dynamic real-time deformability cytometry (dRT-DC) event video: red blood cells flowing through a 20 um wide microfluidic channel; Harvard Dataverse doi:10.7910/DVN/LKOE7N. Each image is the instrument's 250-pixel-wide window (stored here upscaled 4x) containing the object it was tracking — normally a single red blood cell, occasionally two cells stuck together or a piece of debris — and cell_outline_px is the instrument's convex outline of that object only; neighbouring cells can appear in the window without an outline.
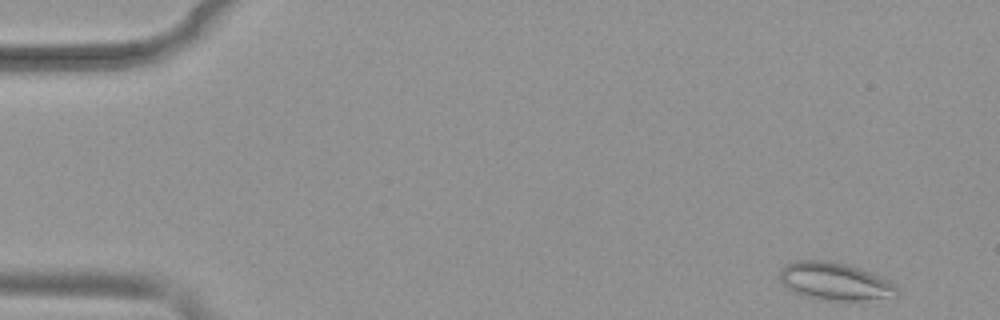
{"species": "common noctule bat (a hibernating species)", "species_latin": "Nyctalus noctula", "temperature_condition": "warm", "stored_images_in_passage": 51, "camera_frame_rate_fps": 3000, "um_per_image_px": 0.085, "animal": {"sex": "female", "body_mass_g": 19.9}, "frame": {"image": 1, "passage_image": 2, "time_ms": 0.333, "image_size_px": [1000, 320], "cell_outline_px": [[900, 292], [896, 296], [864, 300], [824, 300], [804, 296], [792, 292], [780, 280], [780, 268], [784, 264], [796, 260], [828, 260], [848, 264], [880, 276], [892, 284]], "centroid_in_image_um": [70.91, 23.9], "position_along_channel_um": 14.1, "area_um2": 25.72}}
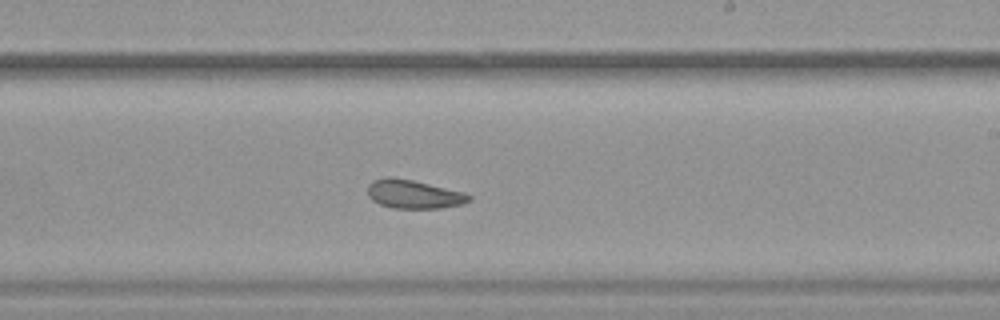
{"frame": {"image": 2, "passage_image": 30, "time_ms": 9.667, "image_size_px": [1000, 320], "cell_outline_px": [[472, 200], [464, 204], [440, 208], [392, 208], [380, 204], [372, 200], [368, 196], [368, 184], [372, 180], [384, 176], [388, 176], [412, 180], [464, 192], [472, 196]], "centroid_in_image_um": [35.16, 16.5], "position_along_channel_um": 253.8, "area_um2": 17.05}}
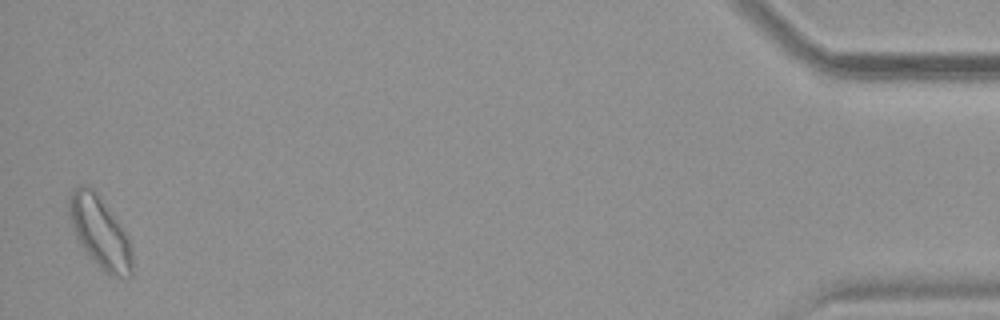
{"frame": {"image": 3, "passage_image": 50, "time_ms": 16.333, "image_size_px": [1000, 320], "cell_outline_px": [[132, 272], [128, 276], [112, 276], [104, 272], [92, 260], [80, 244], [72, 228], [68, 216], [68, 196], [80, 184], [88, 184], [96, 192], [128, 236], [132, 252]], "centroid_in_image_um": [8.46, 19.73], "position_along_channel_um": 426.7, "area_um2": 26.13}, "authors_computed_cell_mechanics": {"area_um2": 19.7098, "velocity_mm_per_s": 3.8598, "shape_relaxation_time_tau1_ms": null, "shape_relaxation_time_tau2_ms": 1.7164, "deformation_change_tau1": null, "deformation_change_tau2": 0.0701}}